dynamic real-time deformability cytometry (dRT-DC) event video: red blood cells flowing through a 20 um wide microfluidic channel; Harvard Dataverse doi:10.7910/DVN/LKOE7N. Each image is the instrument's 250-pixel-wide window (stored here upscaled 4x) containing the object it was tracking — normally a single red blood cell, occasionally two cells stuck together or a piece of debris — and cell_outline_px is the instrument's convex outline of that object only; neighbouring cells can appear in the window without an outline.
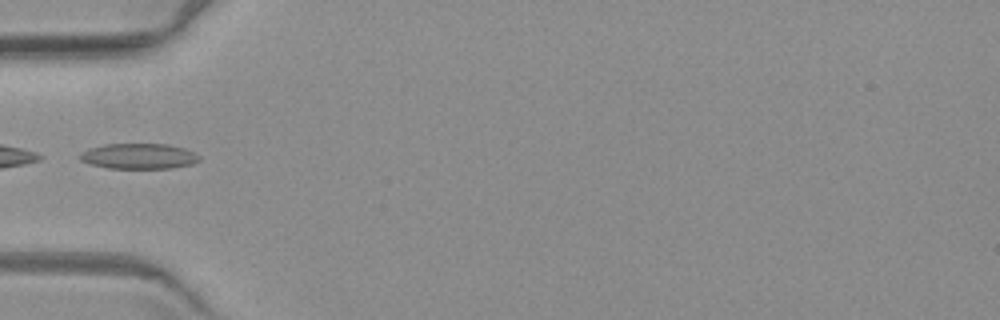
{"species": "common noctule bat (a hibernating species)", "species_latin": "Nyctalus noctula", "temperature_condition": "warm", "stored_images_in_passage": 5, "camera_frame_rate_fps": 3000, "um_per_image_px": 0.085, "animal": {"sex": "female", "body_mass_g": 19.3, "forearm_length_mm": 54.1}, "frame": {"image": 1, "passage_image": 5, "time_ms": 5.667, "image_size_px": [1000, 320], "cell_outline_px": [[200, 160], [192, 164], [172, 168], [108, 168], [88, 164], [80, 160], [76, 156], [80, 152], [88, 148], [104, 144], [168, 144], [184, 148], [200, 156]], "centroid_in_image_um": [11.73, 13.27], "position_along_channel_um": 73.3, "area_um2": 17.92}}